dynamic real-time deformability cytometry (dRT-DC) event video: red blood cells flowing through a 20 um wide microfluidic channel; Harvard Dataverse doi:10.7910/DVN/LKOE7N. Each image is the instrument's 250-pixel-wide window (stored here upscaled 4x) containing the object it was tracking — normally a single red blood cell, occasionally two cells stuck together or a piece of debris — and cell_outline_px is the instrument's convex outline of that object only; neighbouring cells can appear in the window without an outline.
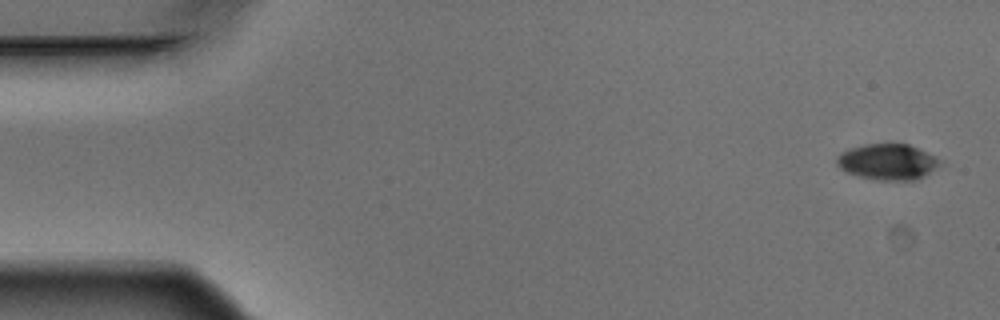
{"species": "Egyptian fruit bat (a non-hibernating species)", "species_latin": "Rousettus aegyptiacus", "temperature_condition": "warm", "stored_images_in_passage": 4, "camera_frame_rate_fps": 3000, "um_per_image_px": 0.085, "animal": {"sex": "male"}, "frame": {"image": 1, "passage_image": 1, "time_ms": 0.0, "image_size_px": [1000, 320], "cell_outline_px": [[940, 164], [924, 176], [916, 180], [876, 180], [860, 176], [848, 172], [840, 168], [836, 164], [836, 156], [840, 152], [864, 144], [908, 144], [936, 156], [940, 160]], "centroid_in_image_um": [75.43, 13.75], "position_along_channel_um": 9.6, "area_um2": 21.44}}
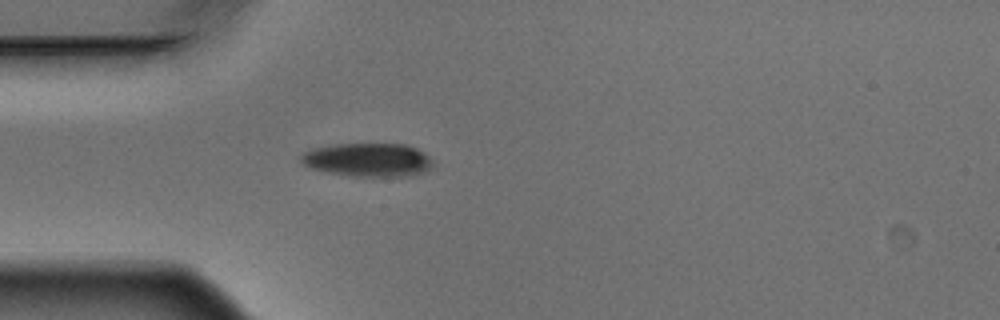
{"frame": {"image": 2, "passage_image": 4, "time_ms": 1.0, "image_size_px": [1000, 320], "cell_outline_px": [[432, 164], [424, 172], [412, 176], [352, 176], [328, 172], [312, 168], [304, 164], [300, 160], [300, 156], [304, 152], [312, 148], [336, 144], [408, 144], [424, 152], [432, 160]], "centroid_in_image_um": [31.28, 13.58], "position_along_channel_um": 53.7, "area_um2": 25.72}}